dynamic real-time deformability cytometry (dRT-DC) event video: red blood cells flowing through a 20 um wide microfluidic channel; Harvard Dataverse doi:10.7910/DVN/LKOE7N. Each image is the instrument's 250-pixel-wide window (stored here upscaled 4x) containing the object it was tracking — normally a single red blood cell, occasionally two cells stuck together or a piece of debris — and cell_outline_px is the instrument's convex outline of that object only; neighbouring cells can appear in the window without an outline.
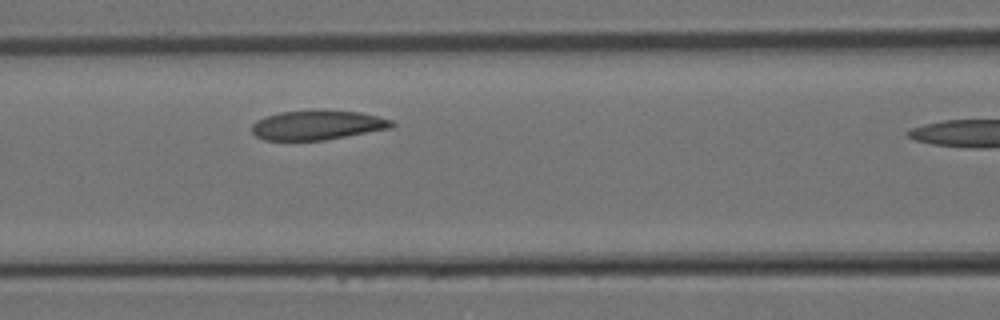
{"species": "Egyptian fruit bat (a non-hibernating species)", "species_latin": "Rousettus aegyptiacus", "temperature_condition": "room temperature", "stored_images_in_passage": 10, "segment_of_instrument_passage": [1, 2], "camera_frame_rate_fps": 3000, "um_per_image_px": 0.085, "animal": {"sex": "female"}, "frame": {"image": 1, "passage_image": 9, "time_ms": 2.667, "image_size_px": [1000, 320], "cell_outline_px": [[396, 124], [392, 128], [324, 140], [264, 140], [256, 136], [252, 132], [252, 124], [256, 120], [264, 116], [280, 112], [360, 112], [392, 120]], "centroid_in_image_um": [26.96, 10.66], "position_along_channel_um": 139.6, "area_um2": 23.41}}